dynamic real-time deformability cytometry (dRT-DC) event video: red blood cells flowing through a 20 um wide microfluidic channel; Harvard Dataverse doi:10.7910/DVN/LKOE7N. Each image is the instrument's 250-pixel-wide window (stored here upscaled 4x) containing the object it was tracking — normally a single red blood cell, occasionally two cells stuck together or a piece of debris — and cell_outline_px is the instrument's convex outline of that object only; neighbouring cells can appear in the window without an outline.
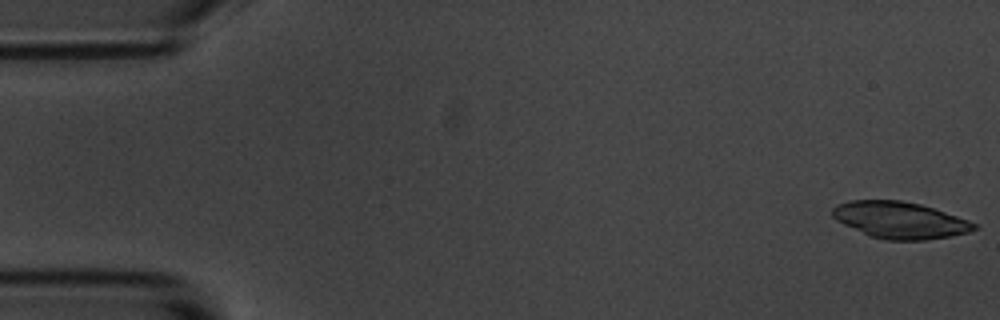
{"species": "common noctule bat (a hibernating species)", "species_latin": "Nyctalus noctula", "temperature_condition": "room temperature", "stored_images_in_passage": 7, "camera_frame_rate_fps": 3000, "um_per_image_px": 0.085, "animal": {"sex": "male", "body_mass_g": 20.1, "forearm_length_mm": 53.5}, "frame": {"image": 1, "passage_image": 1, "time_ms": 0.0, "image_size_px": [1000, 320], "cell_outline_px": [[980, 224], [976, 228], [968, 232], [952, 236], [924, 240], [884, 240], [868, 236], [836, 220], [832, 216], [832, 208], [836, 204], [848, 200], [900, 200], [920, 204]], "centroid_in_image_um": [76.46, 18.71], "position_along_channel_um": 8.5, "area_um2": 30.35}}